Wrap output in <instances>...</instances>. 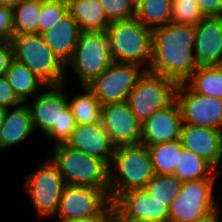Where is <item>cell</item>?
Listing matches in <instances>:
<instances>
[{"instance_id":"52a82bcc","label":"cell","mask_w":222,"mask_h":222,"mask_svg":"<svg viewBox=\"0 0 222 222\" xmlns=\"http://www.w3.org/2000/svg\"><path fill=\"white\" fill-rule=\"evenodd\" d=\"M215 179L184 181L169 207L168 222H200L221 211L214 199Z\"/></svg>"},{"instance_id":"277c9868","label":"cell","mask_w":222,"mask_h":222,"mask_svg":"<svg viewBox=\"0 0 222 222\" xmlns=\"http://www.w3.org/2000/svg\"><path fill=\"white\" fill-rule=\"evenodd\" d=\"M105 33L109 38L113 61L136 64L149 70L152 59V29L132 18L111 22Z\"/></svg>"},{"instance_id":"44dd1931","label":"cell","mask_w":222,"mask_h":222,"mask_svg":"<svg viewBox=\"0 0 222 222\" xmlns=\"http://www.w3.org/2000/svg\"><path fill=\"white\" fill-rule=\"evenodd\" d=\"M34 131L27 103L6 110L3 125L0 128V152L5 148L18 145Z\"/></svg>"},{"instance_id":"8fae6325","label":"cell","mask_w":222,"mask_h":222,"mask_svg":"<svg viewBox=\"0 0 222 222\" xmlns=\"http://www.w3.org/2000/svg\"><path fill=\"white\" fill-rule=\"evenodd\" d=\"M145 69L131 63L113 61L110 67L86 87L101 105L127 101L128 95Z\"/></svg>"},{"instance_id":"83f0119b","label":"cell","mask_w":222,"mask_h":222,"mask_svg":"<svg viewBox=\"0 0 222 222\" xmlns=\"http://www.w3.org/2000/svg\"><path fill=\"white\" fill-rule=\"evenodd\" d=\"M83 93L68 99L69 107L76 124H94L101 122L102 105L93 93L83 86Z\"/></svg>"},{"instance_id":"6da1fadb","label":"cell","mask_w":222,"mask_h":222,"mask_svg":"<svg viewBox=\"0 0 222 222\" xmlns=\"http://www.w3.org/2000/svg\"><path fill=\"white\" fill-rule=\"evenodd\" d=\"M195 26L170 24L152 29L149 71L184 83L198 68L194 55Z\"/></svg>"},{"instance_id":"d6a6232c","label":"cell","mask_w":222,"mask_h":222,"mask_svg":"<svg viewBox=\"0 0 222 222\" xmlns=\"http://www.w3.org/2000/svg\"><path fill=\"white\" fill-rule=\"evenodd\" d=\"M110 22L128 20L136 16L133 0H99Z\"/></svg>"},{"instance_id":"2e32d148","label":"cell","mask_w":222,"mask_h":222,"mask_svg":"<svg viewBox=\"0 0 222 222\" xmlns=\"http://www.w3.org/2000/svg\"><path fill=\"white\" fill-rule=\"evenodd\" d=\"M182 125L181 111L177 101L174 100L141 123L140 144L149 147L179 140Z\"/></svg>"},{"instance_id":"7a4b0ae2","label":"cell","mask_w":222,"mask_h":222,"mask_svg":"<svg viewBox=\"0 0 222 222\" xmlns=\"http://www.w3.org/2000/svg\"><path fill=\"white\" fill-rule=\"evenodd\" d=\"M61 86H47L31 99L28 105L34 130L54 140L53 146L65 144L76 127L75 118L68 104V96Z\"/></svg>"},{"instance_id":"f546056e","label":"cell","mask_w":222,"mask_h":222,"mask_svg":"<svg viewBox=\"0 0 222 222\" xmlns=\"http://www.w3.org/2000/svg\"><path fill=\"white\" fill-rule=\"evenodd\" d=\"M182 181L174 175L155 174L144 189L158 202L166 203L169 209L173 199L180 192Z\"/></svg>"},{"instance_id":"836d02e7","label":"cell","mask_w":222,"mask_h":222,"mask_svg":"<svg viewBox=\"0 0 222 222\" xmlns=\"http://www.w3.org/2000/svg\"><path fill=\"white\" fill-rule=\"evenodd\" d=\"M22 103L8 84L6 77L0 76V108L8 110Z\"/></svg>"},{"instance_id":"9a60e30c","label":"cell","mask_w":222,"mask_h":222,"mask_svg":"<svg viewBox=\"0 0 222 222\" xmlns=\"http://www.w3.org/2000/svg\"><path fill=\"white\" fill-rule=\"evenodd\" d=\"M101 122L115 147L140 144L141 122L127 101L102 105Z\"/></svg>"},{"instance_id":"d590c367","label":"cell","mask_w":222,"mask_h":222,"mask_svg":"<svg viewBox=\"0 0 222 222\" xmlns=\"http://www.w3.org/2000/svg\"><path fill=\"white\" fill-rule=\"evenodd\" d=\"M58 222H116L115 206L111 201L100 213L84 219L57 220Z\"/></svg>"},{"instance_id":"3957f363","label":"cell","mask_w":222,"mask_h":222,"mask_svg":"<svg viewBox=\"0 0 222 222\" xmlns=\"http://www.w3.org/2000/svg\"><path fill=\"white\" fill-rule=\"evenodd\" d=\"M154 175L146 146L137 144L116 147L109 166L110 200L113 202L128 190L144 188Z\"/></svg>"},{"instance_id":"ab89813d","label":"cell","mask_w":222,"mask_h":222,"mask_svg":"<svg viewBox=\"0 0 222 222\" xmlns=\"http://www.w3.org/2000/svg\"><path fill=\"white\" fill-rule=\"evenodd\" d=\"M220 212L218 211L216 213H214L213 215L207 217L205 220L200 221V222H221L220 221Z\"/></svg>"},{"instance_id":"4fadbf2b","label":"cell","mask_w":222,"mask_h":222,"mask_svg":"<svg viewBox=\"0 0 222 222\" xmlns=\"http://www.w3.org/2000/svg\"><path fill=\"white\" fill-rule=\"evenodd\" d=\"M110 202L106 190L66 184L55 217L59 220L89 218L100 213Z\"/></svg>"},{"instance_id":"60d3db41","label":"cell","mask_w":222,"mask_h":222,"mask_svg":"<svg viewBox=\"0 0 222 222\" xmlns=\"http://www.w3.org/2000/svg\"><path fill=\"white\" fill-rule=\"evenodd\" d=\"M5 113H6V110L0 108V128H1L2 125H3L4 118H5Z\"/></svg>"},{"instance_id":"4316f807","label":"cell","mask_w":222,"mask_h":222,"mask_svg":"<svg viewBox=\"0 0 222 222\" xmlns=\"http://www.w3.org/2000/svg\"><path fill=\"white\" fill-rule=\"evenodd\" d=\"M155 174L173 175L176 164L179 160V154L183 147L181 140L155 144L147 147Z\"/></svg>"},{"instance_id":"f1b7e54d","label":"cell","mask_w":222,"mask_h":222,"mask_svg":"<svg viewBox=\"0 0 222 222\" xmlns=\"http://www.w3.org/2000/svg\"><path fill=\"white\" fill-rule=\"evenodd\" d=\"M42 0H22L12 9L13 35L37 34Z\"/></svg>"},{"instance_id":"7402d4cb","label":"cell","mask_w":222,"mask_h":222,"mask_svg":"<svg viewBox=\"0 0 222 222\" xmlns=\"http://www.w3.org/2000/svg\"><path fill=\"white\" fill-rule=\"evenodd\" d=\"M69 13L81 31L105 32L110 25L99 0H67Z\"/></svg>"},{"instance_id":"e575fe53","label":"cell","mask_w":222,"mask_h":222,"mask_svg":"<svg viewBox=\"0 0 222 222\" xmlns=\"http://www.w3.org/2000/svg\"><path fill=\"white\" fill-rule=\"evenodd\" d=\"M13 36L12 8L0 5V42L11 41Z\"/></svg>"},{"instance_id":"30bf717a","label":"cell","mask_w":222,"mask_h":222,"mask_svg":"<svg viewBox=\"0 0 222 222\" xmlns=\"http://www.w3.org/2000/svg\"><path fill=\"white\" fill-rule=\"evenodd\" d=\"M65 185L62 174L50 158L28 175L24 189L38 212V219L55 217Z\"/></svg>"},{"instance_id":"ba28073f","label":"cell","mask_w":222,"mask_h":222,"mask_svg":"<svg viewBox=\"0 0 222 222\" xmlns=\"http://www.w3.org/2000/svg\"><path fill=\"white\" fill-rule=\"evenodd\" d=\"M109 38L105 32L81 31L71 61L66 69L72 68L83 86L106 71L113 62Z\"/></svg>"},{"instance_id":"4dcf8cb0","label":"cell","mask_w":222,"mask_h":222,"mask_svg":"<svg viewBox=\"0 0 222 222\" xmlns=\"http://www.w3.org/2000/svg\"><path fill=\"white\" fill-rule=\"evenodd\" d=\"M69 13L67 0H42L41 12L38 21V34L50 29Z\"/></svg>"},{"instance_id":"5bb4252c","label":"cell","mask_w":222,"mask_h":222,"mask_svg":"<svg viewBox=\"0 0 222 222\" xmlns=\"http://www.w3.org/2000/svg\"><path fill=\"white\" fill-rule=\"evenodd\" d=\"M116 222H168L166 203L153 199L144 188L131 189L114 201Z\"/></svg>"},{"instance_id":"e0dca14e","label":"cell","mask_w":222,"mask_h":222,"mask_svg":"<svg viewBox=\"0 0 222 222\" xmlns=\"http://www.w3.org/2000/svg\"><path fill=\"white\" fill-rule=\"evenodd\" d=\"M194 55L198 67L222 65V16L203 17L195 25Z\"/></svg>"},{"instance_id":"1f68e13d","label":"cell","mask_w":222,"mask_h":222,"mask_svg":"<svg viewBox=\"0 0 222 222\" xmlns=\"http://www.w3.org/2000/svg\"><path fill=\"white\" fill-rule=\"evenodd\" d=\"M203 17L197 0L172 1L171 22L195 26Z\"/></svg>"},{"instance_id":"ffe728a7","label":"cell","mask_w":222,"mask_h":222,"mask_svg":"<svg viewBox=\"0 0 222 222\" xmlns=\"http://www.w3.org/2000/svg\"><path fill=\"white\" fill-rule=\"evenodd\" d=\"M80 33L79 25L68 13L43 32L42 36L53 53L66 66L73 57Z\"/></svg>"},{"instance_id":"7c38bea8","label":"cell","mask_w":222,"mask_h":222,"mask_svg":"<svg viewBox=\"0 0 222 222\" xmlns=\"http://www.w3.org/2000/svg\"><path fill=\"white\" fill-rule=\"evenodd\" d=\"M175 100L183 124L222 130V99L197 94L181 83L176 88Z\"/></svg>"},{"instance_id":"cb8c5ba5","label":"cell","mask_w":222,"mask_h":222,"mask_svg":"<svg viewBox=\"0 0 222 222\" xmlns=\"http://www.w3.org/2000/svg\"><path fill=\"white\" fill-rule=\"evenodd\" d=\"M217 171L208 161L198 156L192 151L183 149L179 154V160L176 164L174 176L182 182L199 179H216Z\"/></svg>"},{"instance_id":"d4e9b609","label":"cell","mask_w":222,"mask_h":222,"mask_svg":"<svg viewBox=\"0 0 222 222\" xmlns=\"http://www.w3.org/2000/svg\"><path fill=\"white\" fill-rule=\"evenodd\" d=\"M184 83L197 94L222 99V65L198 67Z\"/></svg>"},{"instance_id":"74e56055","label":"cell","mask_w":222,"mask_h":222,"mask_svg":"<svg viewBox=\"0 0 222 222\" xmlns=\"http://www.w3.org/2000/svg\"><path fill=\"white\" fill-rule=\"evenodd\" d=\"M13 59V47L11 41L0 42V76H5Z\"/></svg>"},{"instance_id":"ac0fdd59","label":"cell","mask_w":222,"mask_h":222,"mask_svg":"<svg viewBox=\"0 0 222 222\" xmlns=\"http://www.w3.org/2000/svg\"><path fill=\"white\" fill-rule=\"evenodd\" d=\"M65 144L90 157L103 160L108 166L116 148L103 128L102 122L76 124L70 139Z\"/></svg>"},{"instance_id":"5b68a950","label":"cell","mask_w":222,"mask_h":222,"mask_svg":"<svg viewBox=\"0 0 222 222\" xmlns=\"http://www.w3.org/2000/svg\"><path fill=\"white\" fill-rule=\"evenodd\" d=\"M11 44L14 59L26 65L47 86L65 83L66 66L46 44L42 34L13 35Z\"/></svg>"},{"instance_id":"8992f818","label":"cell","mask_w":222,"mask_h":222,"mask_svg":"<svg viewBox=\"0 0 222 222\" xmlns=\"http://www.w3.org/2000/svg\"><path fill=\"white\" fill-rule=\"evenodd\" d=\"M52 148L50 159L66 184L92 186L109 192V166L103 160L90 157L66 144Z\"/></svg>"},{"instance_id":"8d00e7d4","label":"cell","mask_w":222,"mask_h":222,"mask_svg":"<svg viewBox=\"0 0 222 222\" xmlns=\"http://www.w3.org/2000/svg\"><path fill=\"white\" fill-rule=\"evenodd\" d=\"M204 17L222 16V0H197Z\"/></svg>"},{"instance_id":"f35d334b","label":"cell","mask_w":222,"mask_h":222,"mask_svg":"<svg viewBox=\"0 0 222 222\" xmlns=\"http://www.w3.org/2000/svg\"><path fill=\"white\" fill-rule=\"evenodd\" d=\"M22 0H0V5L7 6L9 8H14L17 6Z\"/></svg>"},{"instance_id":"9c48e42d","label":"cell","mask_w":222,"mask_h":222,"mask_svg":"<svg viewBox=\"0 0 222 222\" xmlns=\"http://www.w3.org/2000/svg\"><path fill=\"white\" fill-rule=\"evenodd\" d=\"M178 84L170 78L145 70L127 98L135 117L142 123L175 100Z\"/></svg>"},{"instance_id":"484cf974","label":"cell","mask_w":222,"mask_h":222,"mask_svg":"<svg viewBox=\"0 0 222 222\" xmlns=\"http://www.w3.org/2000/svg\"><path fill=\"white\" fill-rule=\"evenodd\" d=\"M145 27L154 29L172 21L171 0H140L136 3V16Z\"/></svg>"},{"instance_id":"d6986e66","label":"cell","mask_w":222,"mask_h":222,"mask_svg":"<svg viewBox=\"0 0 222 222\" xmlns=\"http://www.w3.org/2000/svg\"><path fill=\"white\" fill-rule=\"evenodd\" d=\"M180 140L183 149L194 152L217 170L222 162V130L183 124Z\"/></svg>"},{"instance_id":"603a6c76","label":"cell","mask_w":222,"mask_h":222,"mask_svg":"<svg viewBox=\"0 0 222 222\" xmlns=\"http://www.w3.org/2000/svg\"><path fill=\"white\" fill-rule=\"evenodd\" d=\"M5 77L17 97L27 103L29 98H33L41 93L47 85L26 65L13 59L8 67ZM42 88V89H41Z\"/></svg>"}]
</instances>
